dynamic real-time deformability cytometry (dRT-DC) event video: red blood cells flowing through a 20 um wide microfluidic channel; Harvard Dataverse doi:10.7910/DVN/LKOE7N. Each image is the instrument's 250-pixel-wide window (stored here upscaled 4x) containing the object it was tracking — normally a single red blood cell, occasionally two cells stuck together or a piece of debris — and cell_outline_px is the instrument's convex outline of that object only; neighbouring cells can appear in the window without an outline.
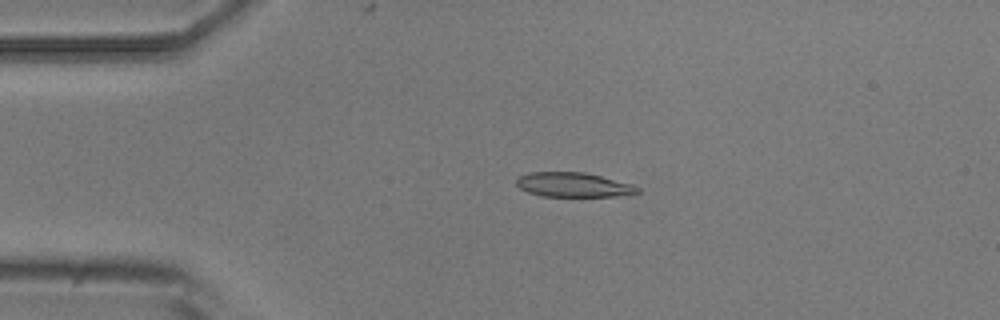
{"species": "common noctule bat (a hibernating species)", "species_latin": "Nyctalus noctula", "temperature_condition": "room temperature", "stored_images_in_passage": 4, "camera_frame_rate_fps": 3000, "um_per_image_px": 0.085, "animal": {"sex": "male", "body_mass_g": 20.5, "forearm_length_mm": 52.5}, "frame": {"image": 1, "passage_image": 3, "time_ms": 2.333, "image_size_px": [1000, 320], "cell_outline_px": [[640, 192], [616, 196], [544, 196], [528, 192], [520, 188], [516, 184], [516, 180], [520, 176], [528, 172], [584, 172], [632, 184], [640, 188]], "centroid_in_image_um": [48.73, 15.7], "position_along_channel_um": 36.3, "area_um2": 17.11}}